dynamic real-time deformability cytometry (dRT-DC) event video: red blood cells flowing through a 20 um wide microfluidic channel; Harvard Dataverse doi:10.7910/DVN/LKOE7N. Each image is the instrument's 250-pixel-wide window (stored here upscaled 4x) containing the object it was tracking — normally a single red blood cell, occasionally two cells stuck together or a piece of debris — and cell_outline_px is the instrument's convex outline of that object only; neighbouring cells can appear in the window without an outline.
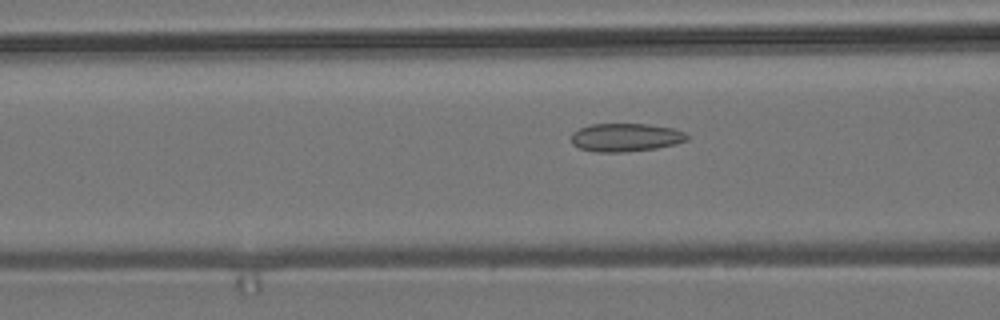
{"species": "common noctule bat (a hibernating species)", "species_latin": "Nyctalus noctula", "temperature_condition": "room temperature", "stored_images_in_passage": 15, "camera_frame_rate_fps": 3000, "um_per_image_px": 0.085, "animal": {"sex": "male", "body_mass_g": 19.2, "forearm_length_mm": 51.8}, "frame": {"image": 1, "passage_image": 13, "time_ms": 4.0, "image_size_px": [1000, 320], "cell_outline_px": [[688, 140], [676, 144], [656, 148], [624, 152], [596, 152], [580, 148], [572, 144], [572, 132], [580, 128], [592, 124], [648, 124], [672, 128], [684, 132], [688, 136]], "centroid_in_image_um": [53.18, 11.68], "position_along_channel_um": 113.4, "area_um2": 19.02}}